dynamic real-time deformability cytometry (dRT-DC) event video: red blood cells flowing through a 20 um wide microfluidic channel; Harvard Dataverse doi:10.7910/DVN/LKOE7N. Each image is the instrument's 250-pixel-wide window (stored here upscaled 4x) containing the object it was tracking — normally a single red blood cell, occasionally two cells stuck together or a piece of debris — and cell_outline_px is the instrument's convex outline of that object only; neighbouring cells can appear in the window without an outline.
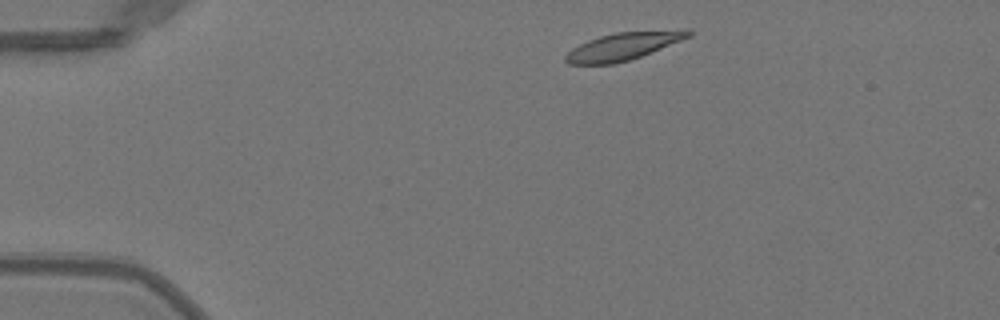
{"species": "Egyptian fruit bat (a non-hibernating species)", "species_latin": "Rousettus aegyptiacus", "temperature_condition": "warm", "stored_images_in_passage": 42, "camera_frame_rate_fps": 3000, "um_per_image_px": 0.085, "animal": {"sex": "female"}, "frame": {"image": 1, "passage_image": 1, "time_ms": 0.0, "image_size_px": [1000, 320], "cell_outline_px": [[692, 36], [640, 56], [628, 60], [612, 64], [568, 64], [564, 60], [564, 56], [572, 48], [588, 40], [600, 36], [616, 32], [684, 28], [692, 28]], "centroid_in_image_um": [53.04, 3.9], "position_along_channel_um": 32.0, "area_um2": 19.94}}
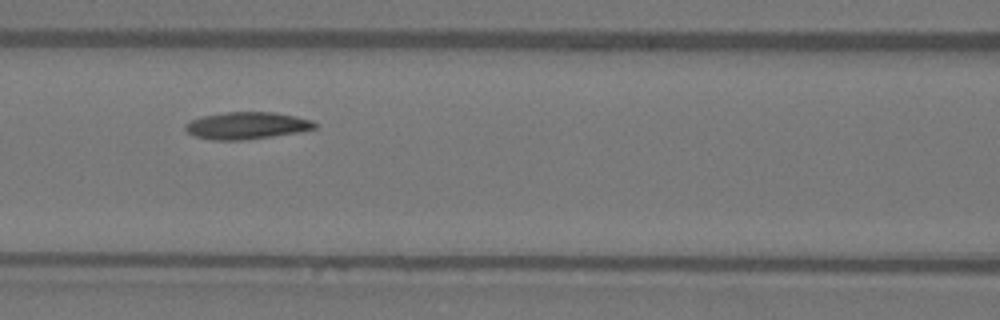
{"frame": {"image": 2, "passage_image": 14, "time_ms": 4.333, "image_size_px": [1000, 320], "cell_outline_px": [[316, 128], [300, 132], [244, 140], [212, 140], [196, 136], [188, 132], [184, 128], [184, 124], [200, 116], [224, 112], [276, 112], [296, 116], [312, 120], [316, 124]], "centroid_in_image_um": [20.97, 10.67], "position_along_channel_um": 145.6, "area_um2": 20.52}}
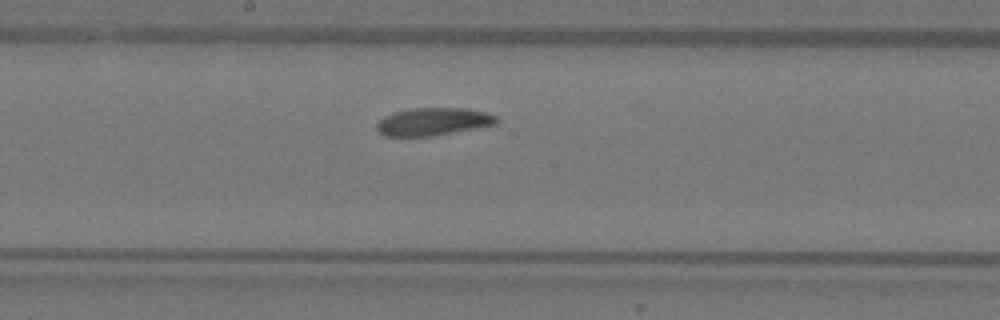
{"frame": {"image": 3, "passage_image": 19, "time_ms": 6.0, "image_size_px": [1000, 320], "cell_outline_px": [[500, 120], [496, 124], [432, 136], [384, 136], [376, 128], [376, 124], [384, 116], [392, 112], [412, 108], [468, 108], [488, 112], [496, 116]], "centroid_in_image_um": [36.83, 10.32], "position_along_channel_um": 211.4, "area_um2": 19.42}, "authors_computed_cell_mechanics": {"area_um2": 19.9988, "velocity_mm_per_s": 3.9629, "shape_relaxation_time_tau1_ms": 2.7659, "shape_relaxation_time_tau2_ms": null, "deformation_change_tau1": 0.1147, "deformation_change_tau2": null}}